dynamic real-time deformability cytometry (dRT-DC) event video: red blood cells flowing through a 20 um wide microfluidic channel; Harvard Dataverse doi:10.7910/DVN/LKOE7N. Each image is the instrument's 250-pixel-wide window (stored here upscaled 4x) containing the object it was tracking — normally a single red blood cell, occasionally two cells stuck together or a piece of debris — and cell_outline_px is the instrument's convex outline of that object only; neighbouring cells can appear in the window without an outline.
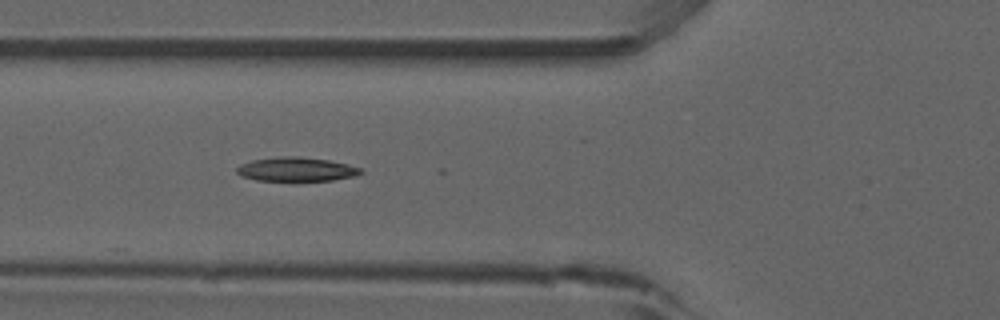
{"species": "common noctule bat (a hibernating species)", "species_latin": "Nyctalus noctula", "temperature_condition": "room temperature", "stored_images_in_passage": 5, "camera_frame_rate_fps": 3000, "um_per_image_px": 0.085, "animal": {"sex": "male", "forearm_length_mm": 52.5}, "frame": {"image": 1, "passage_image": 5, "time_ms": 4.333, "image_size_px": [1000, 320], "cell_outline_px": [[364, 172], [356, 176], [332, 180], [256, 180], [240, 176], [236, 172], [236, 168], [240, 164], [252, 160], [280, 156], [300, 156], [328, 160], [348, 164], [360, 168]], "centroid_in_image_um": [25.18, 14.38], "position_along_channel_um": 100.6, "area_um2": 17.34}}